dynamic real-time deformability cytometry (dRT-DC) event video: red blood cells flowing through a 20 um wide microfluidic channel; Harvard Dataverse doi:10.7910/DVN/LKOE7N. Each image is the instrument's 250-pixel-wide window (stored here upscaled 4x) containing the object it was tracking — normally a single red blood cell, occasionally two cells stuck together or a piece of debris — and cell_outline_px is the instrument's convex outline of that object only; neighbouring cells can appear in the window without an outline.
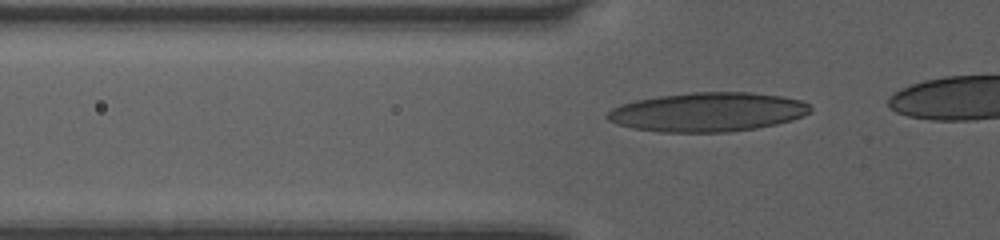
{"species": "human", "species_latin": "Homo sapiens", "temperature_condition": "room temperature", "stored_images_in_passage": 33, "camera_frame_rate_fps": 3000, "um_per_image_px": 0.085, "donor": {"sex": "female"}, "frame": {"image": 1, "passage_image": 8, "time_ms": 2.333, "image_size_px": [1000, 240], "cell_outline_px": [[812, 112], [804, 116], [792, 120], [776, 124], [756, 128], [728, 132], [660, 132], [632, 128], [616, 124], [608, 120], [604, 116], [612, 108], [620, 104], [636, 100], [656, 96], [692, 92], [752, 92], [784, 96], [800, 100], [808, 104], [812, 108]], "centroid_in_image_um": [60.16, 9.52], "position_along_channel_um": 65.6, "area_um2": 46.7}}
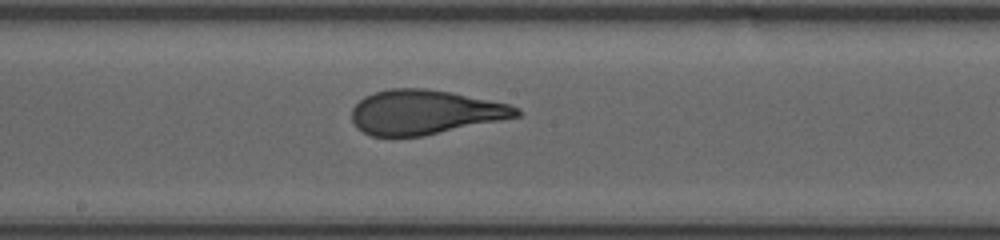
{"frame": {"image": 2, "passage_image": 19, "time_ms": 6.0, "image_size_px": [1000, 240], "cell_outline_px": [[520, 116], [424, 136], [372, 136], [356, 128], [352, 120], [352, 108], [364, 96], [376, 92], [392, 88], [424, 88], [452, 92], [508, 104], [520, 108]], "centroid_in_image_um": [36.1, 9.53], "position_along_channel_um": 212.1, "area_um2": 42.54}}
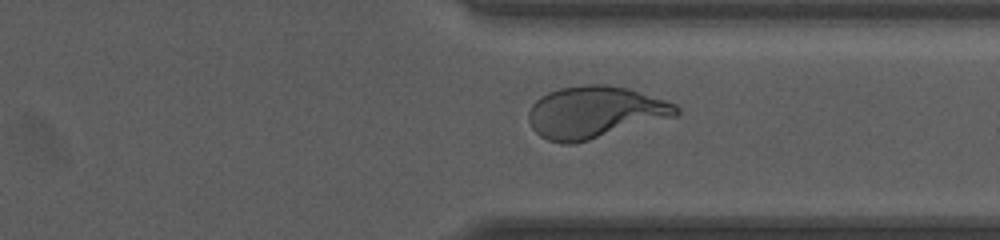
{"frame": {"image": 3, "passage_image": 30, "time_ms": 9.667, "image_size_px": [1000, 240], "cell_outline_px": [[680, 112], [676, 116], [588, 140], [572, 144], [564, 144], [548, 140], [540, 136], [532, 128], [528, 120], [528, 112], [532, 104], [540, 96], [548, 92], [560, 88], [588, 84], [604, 84], [628, 88], [676, 104], [680, 108]], "centroid_in_image_um": [50.54, 9.53], "position_along_channel_um": 360.9, "area_um2": 44.51}}